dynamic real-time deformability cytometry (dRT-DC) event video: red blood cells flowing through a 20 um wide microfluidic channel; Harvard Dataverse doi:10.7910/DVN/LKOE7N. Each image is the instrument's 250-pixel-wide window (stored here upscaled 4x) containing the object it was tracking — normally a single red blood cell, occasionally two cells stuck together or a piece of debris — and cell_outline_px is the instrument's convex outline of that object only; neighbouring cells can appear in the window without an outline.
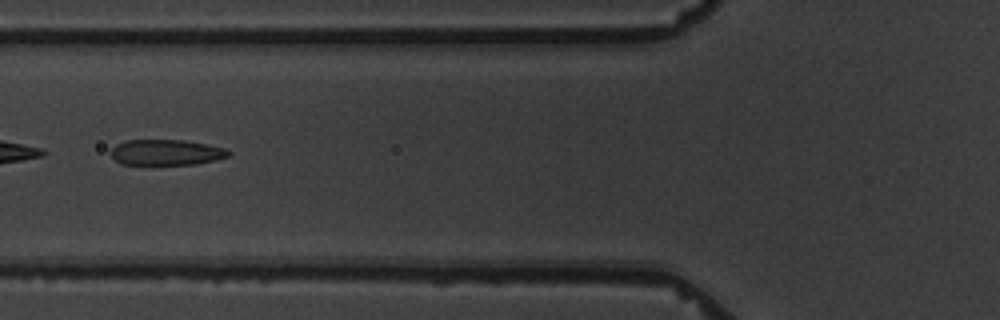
{"species": "common noctule bat (a hibernating species)", "species_latin": "Nyctalus noctula", "temperature_condition": "warm", "stored_images_in_passage": 9, "camera_frame_rate_fps": 3000, "um_per_image_px": 0.085, "animal": {"sex": "male", "body_mass_g": 19.5, "forearm_length_mm": 54.6}, "frame": {"image": 1, "passage_image": 6, "time_ms": 6.0, "image_size_px": [1000, 320], "cell_outline_px": [[232, 152], [228, 156], [216, 160], [196, 164], [120, 164], [112, 156], [112, 148], [116, 144], [124, 140], [184, 140], [208, 144], [224, 148]], "centroid_in_image_um": [14.15, 12.94], "position_along_channel_um": 111.7, "area_um2": 17.57}}
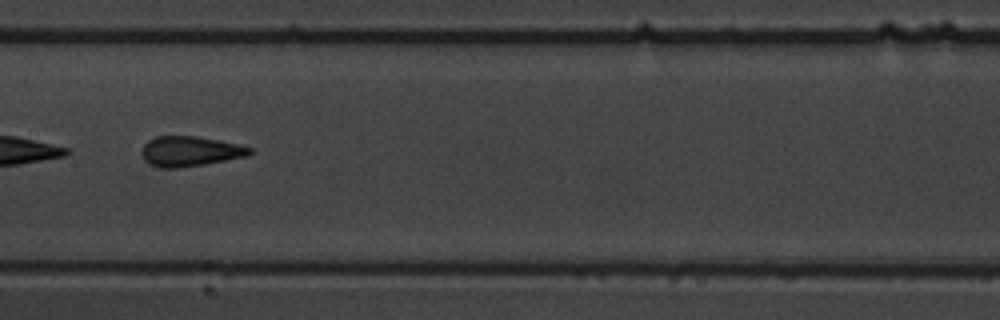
{"frame": {"image": 2, "passage_image": 8, "time_ms": 8.333, "image_size_px": [1000, 320], "cell_outline_px": [[252, 152], [248, 156], [204, 164], [176, 168], [160, 168], [148, 164], [144, 160], [140, 152], [144, 144], [148, 140], [156, 136], [196, 136], [220, 140], [252, 148]], "centroid_in_image_um": [16.11, 12.86], "position_along_channel_um": 191.3, "area_um2": 19.02}}